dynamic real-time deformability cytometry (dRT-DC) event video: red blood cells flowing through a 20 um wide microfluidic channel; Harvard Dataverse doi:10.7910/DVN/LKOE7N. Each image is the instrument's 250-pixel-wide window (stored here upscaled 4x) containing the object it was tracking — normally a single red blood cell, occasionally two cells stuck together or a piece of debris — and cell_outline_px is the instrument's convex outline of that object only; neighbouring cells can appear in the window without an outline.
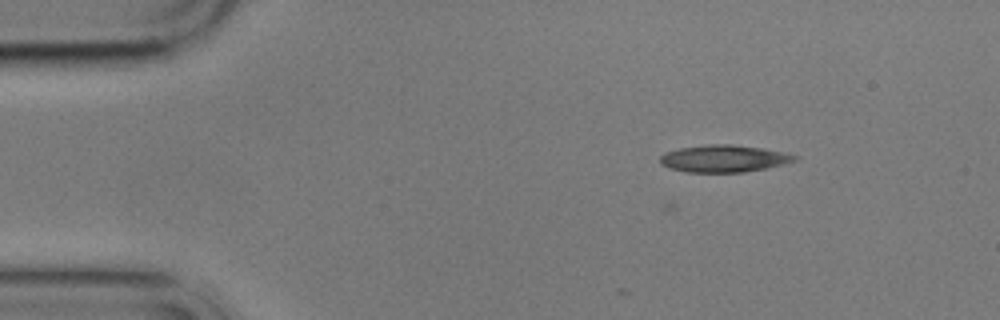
{"species": "common noctule bat (a hibernating species)", "species_latin": "Nyctalus noctula", "temperature_condition": "cold", "stored_images_in_passage": 5, "camera_frame_rate_fps": 3000, "um_per_image_px": 0.085, "animal": {"sex": "male", "body_mass_g": 17.9}, "frame": {"image": 1, "passage_image": 3, "time_ms": 2.333, "image_size_px": [1000, 320], "cell_outline_px": [[800, 156], [796, 160], [768, 168], [744, 172], [688, 172], [668, 168], [660, 164], [660, 156], [664, 152], [680, 148], [708, 144], [732, 144], [760, 148]], "centroid_in_image_um": [61.48, 13.48], "position_along_channel_um": 23.5, "area_um2": 21.21}}